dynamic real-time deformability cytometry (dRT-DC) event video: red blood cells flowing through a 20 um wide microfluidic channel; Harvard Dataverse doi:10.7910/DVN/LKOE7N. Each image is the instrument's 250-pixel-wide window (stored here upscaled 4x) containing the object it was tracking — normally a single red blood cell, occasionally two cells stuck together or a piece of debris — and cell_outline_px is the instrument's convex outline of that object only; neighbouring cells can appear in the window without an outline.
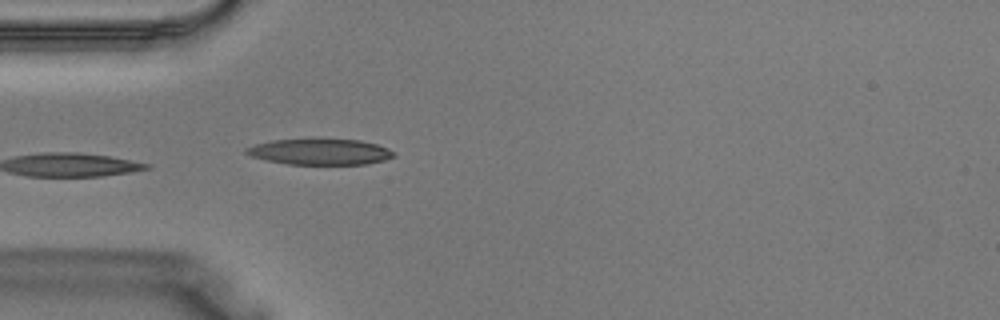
{"species": "Egyptian fruit bat (a non-hibernating species)", "species_latin": "Rousettus aegyptiacus", "temperature_condition": "warm", "stored_images_in_passage": 28, "camera_frame_rate_fps": 3000, "um_per_image_px": 0.085, "animal": {"sex": "male"}, "frame": {"image": 1, "passage_image": 1, "time_ms": 0.0, "image_size_px": [1000, 320], "cell_outline_px": [[396, 156], [384, 160], [368, 164], [288, 164], [268, 160], [252, 156], [244, 152], [244, 148], [256, 144], [272, 140], [360, 140], [376, 144], [388, 148]], "centroid_in_image_um": [27.21, 12.91], "position_along_channel_um": 57.8, "area_um2": 21.85}}
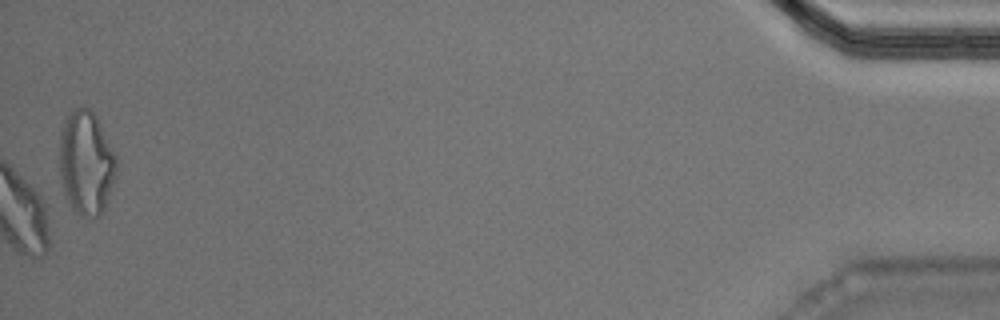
{"frame": {"image": 2, "passage_image": 28, "time_ms": 9.0, "image_size_px": [1000, 320], "cell_outline_px": [[116, 176], [104, 208], [96, 216], [80, 216], [72, 208], [64, 192], [60, 180], [60, 132], [64, 120], [76, 108], [88, 108], [96, 116], [116, 156]], "centroid_in_image_um": [7.31, 13.85], "position_along_channel_um": 427.9, "area_um2": 34.04}}